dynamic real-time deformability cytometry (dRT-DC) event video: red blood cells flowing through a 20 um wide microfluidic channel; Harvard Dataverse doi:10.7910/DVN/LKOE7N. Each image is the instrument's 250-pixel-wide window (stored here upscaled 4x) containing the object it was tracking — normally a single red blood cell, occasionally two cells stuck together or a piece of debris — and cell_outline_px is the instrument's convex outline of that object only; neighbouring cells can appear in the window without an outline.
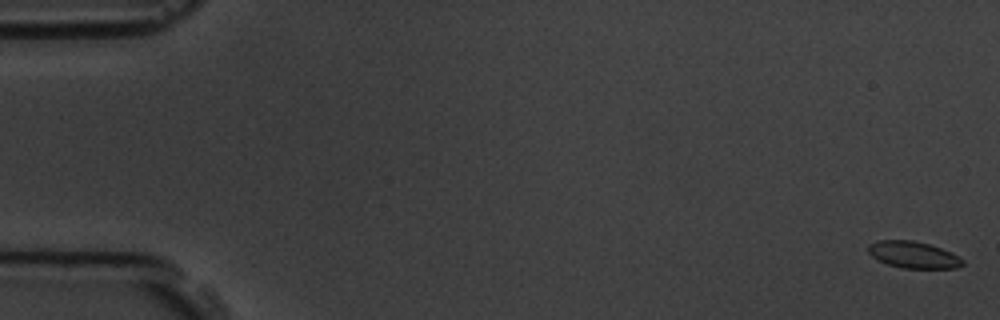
{"species": "common noctule bat (a hibernating species)", "species_latin": "Nyctalus noctula", "temperature_condition": "room temperature", "stored_images_in_passage": 8, "camera_frame_rate_fps": 3000, "um_per_image_px": 0.085, "animal": {"sex": "male", "body_mass_g": 19.5, "forearm_length_mm": 54.6}, "frame": {"image": 1, "passage_image": 1, "time_ms": 0.0, "image_size_px": [1000, 320], "cell_outline_px": [[964, 264], [956, 268], [904, 268], [888, 264], [872, 256], [868, 252], [868, 244], [880, 240], [912, 240], [928, 244], [952, 252], [960, 256], [964, 260]], "centroid_in_image_um": [77.67, 21.65], "position_along_channel_um": 7.3, "area_um2": 14.62}}
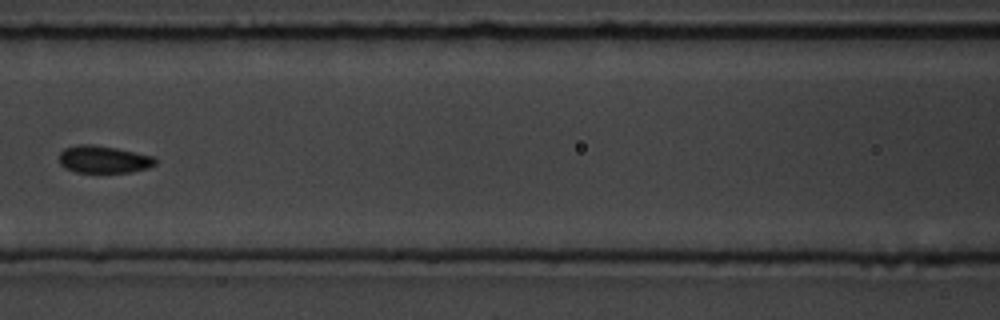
{"frame": {"image": 2, "passage_image": 8, "time_ms": 8.0, "image_size_px": [1000, 320], "cell_outline_px": [[156, 164], [148, 168], [132, 172], [76, 172], [64, 168], [60, 164], [60, 152], [64, 148], [76, 144], [92, 144], [116, 148], [152, 156], [156, 160]], "centroid_in_image_um": [8.78, 13.54], "position_along_channel_um": 157.8, "area_um2": 15.32}}